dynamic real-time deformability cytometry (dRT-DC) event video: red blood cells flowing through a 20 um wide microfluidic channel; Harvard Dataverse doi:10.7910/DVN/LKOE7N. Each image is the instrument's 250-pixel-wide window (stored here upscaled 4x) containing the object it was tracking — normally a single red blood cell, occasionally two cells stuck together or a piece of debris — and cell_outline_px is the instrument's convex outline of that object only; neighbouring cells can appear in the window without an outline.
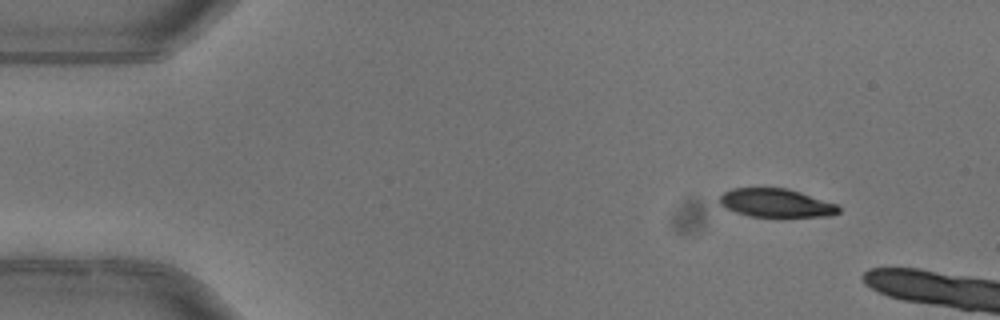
{"species": "common noctule bat (a hibernating species)", "species_latin": "Nyctalus noctula", "temperature_condition": "warm", "stored_images_in_passage": 2, "camera_frame_rate_fps": 3000, "um_per_image_px": 0.085, "animal": {"sex": "female"}, "frame": {"image": 1, "passage_image": 1, "time_ms": 0.0, "image_size_px": [1000, 320], "cell_outline_px": [[840, 212], [832, 216], [780, 220], [748, 216], [724, 208], [716, 200], [724, 192], [732, 188], [788, 188], [836, 204], [840, 208]], "centroid_in_image_um": [65.97, 17.32], "position_along_channel_um": 19.0, "area_um2": 20.92}}